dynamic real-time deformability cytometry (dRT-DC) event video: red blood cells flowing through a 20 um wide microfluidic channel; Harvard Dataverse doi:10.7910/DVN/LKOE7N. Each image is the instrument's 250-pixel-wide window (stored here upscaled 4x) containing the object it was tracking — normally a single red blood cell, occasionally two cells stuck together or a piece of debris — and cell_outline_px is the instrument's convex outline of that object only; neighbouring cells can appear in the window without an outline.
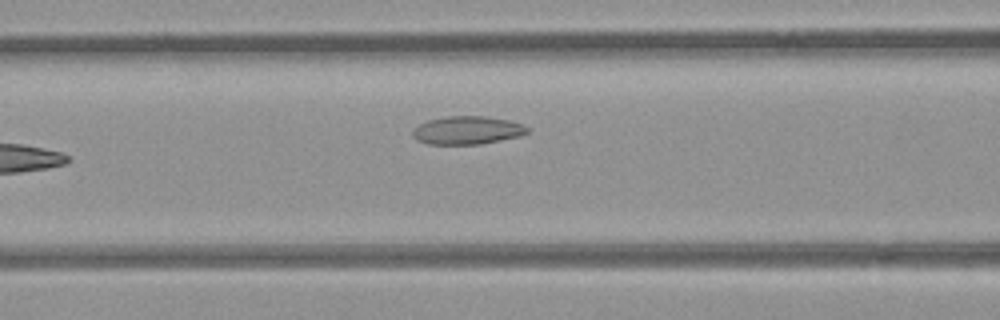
{"species": "common noctule bat (a hibernating species)", "species_latin": "Nyctalus noctula", "temperature_condition": "room temperature", "stored_images_in_passage": 8, "camera_frame_rate_fps": 3000, "um_per_image_px": 0.085, "animal": {"sex": "female", "body_mass_g": 21.9}, "frame": {"image": 1, "passage_image": 7, "time_ms": 8.0, "image_size_px": [1000, 320], "cell_outline_px": [[528, 132], [520, 136], [480, 144], [428, 144], [416, 140], [412, 136], [412, 128], [428, 120], [444, 116], [484, 116], [508, 120], [520, 124], [528, 128]], "centroid_in_image_um": [39.66, 11.07], "position_along_channel_um": 126.9, "area_um2": 18.79}}